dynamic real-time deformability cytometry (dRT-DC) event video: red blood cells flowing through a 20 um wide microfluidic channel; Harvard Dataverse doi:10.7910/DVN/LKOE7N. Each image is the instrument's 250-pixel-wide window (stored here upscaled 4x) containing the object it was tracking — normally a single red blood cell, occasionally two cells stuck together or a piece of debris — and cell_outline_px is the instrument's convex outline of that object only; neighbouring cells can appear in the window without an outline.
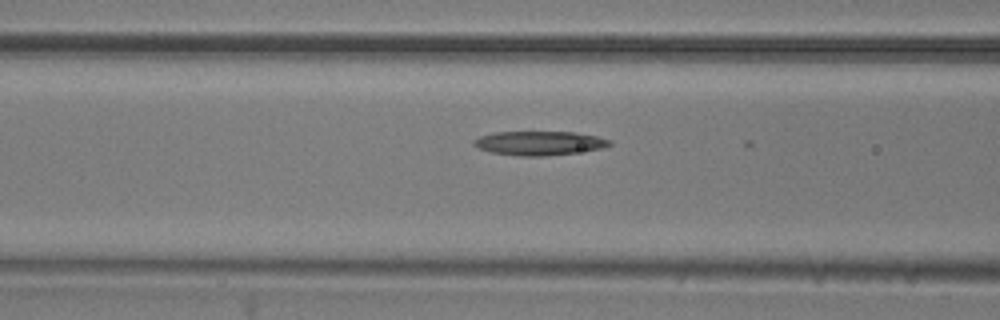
{"species": "common noctule bat (a hibernating species)", "species_latin": "Nyctalus noctula", "temperature_condition": "room temperature", "stored_images_in_passage": 15, "camera_frame_rate_fps": 3000, "um_per_image_px": 0.085, "animal": {"sex": "male", "body_mass_g": 20.5, "forearm_length_mm": 52.5}, "frame": {"image": 1, "passage_image": 13, "time_ms": 4.0, "image_size_px": [1000, 320], "cell_outline_px": [[612, 144], [600, 148], [576, 152], [544, 156], [520, 156], [492, 152], [480, 148], [472, 144], [472, 140], [480, 136], [492, 132], [576, 132], [596, 136], [612, 140]], "centroid_in_image_um": [45.82, 12.15], "position_along_channel_um": 120.8, "area_um2": 18.9}}